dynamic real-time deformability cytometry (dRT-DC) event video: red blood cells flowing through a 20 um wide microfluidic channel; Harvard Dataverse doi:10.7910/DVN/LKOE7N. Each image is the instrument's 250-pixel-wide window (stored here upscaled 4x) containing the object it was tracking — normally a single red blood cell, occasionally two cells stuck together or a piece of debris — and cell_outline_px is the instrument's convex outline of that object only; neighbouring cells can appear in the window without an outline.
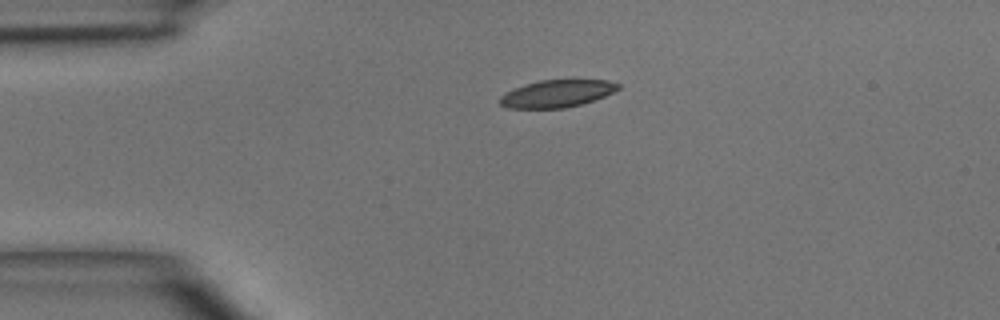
{"species": "common noctule bat (a hibernating species)", "species_latin": "Nyctalus noctula", "temperature_condition": "room temperature", "stored_images_in_passage": 4, "camera_frame_rate_fps": 3000, "um_per_image_px": 0.085, "animal": {"sex": "male", "body_mass_g": 15.6}, "frame": {"image": 1, "passage_image": 1, "time_ms": 0.0, "image_size_px": [1000, 320], "cell_outline_px": [[620, 88], [604, 96], [580, 104], [564, 108], [508, 108], [500, 104], [500, 96], [504, 92], [524, 84], [540, 80], [608, 80], [620, 84]], "centroid_in_image_um": [47.3, 7.95], "position_along_channel_um": 37.7, "area_um2": 18.73}}